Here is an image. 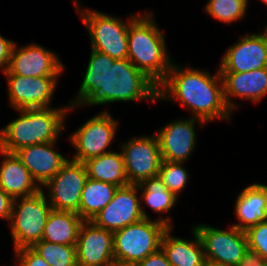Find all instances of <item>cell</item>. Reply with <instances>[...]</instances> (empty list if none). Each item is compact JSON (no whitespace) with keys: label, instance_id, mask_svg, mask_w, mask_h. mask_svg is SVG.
<instances>
[{"label":"cell","instance_id":"cell-3","mask_svg":"<svg viewBox=\"0 0 267 266\" xmlns=\"http://www.w3.org/2000/svg\"><path fill=\"white\" fill-rule=\"evenodd\" d=\"M128 60L157 86L165 80L172 65L164 35L151 13L129 19Z\"/></svg>","mask_w":267,"mask_h":266},{"label":"cell","instance_id":"cell-31","mask_svg":"<svg viewBox=\"0 0 267 266\" xmlns=\"http://www.w3.org/2000/svg\"><path fill=\"white\" fill-rule=\"evenodd\" d=\"M18 260V266H50L31 247L14 250Z\"/></svg>","mask_w":267,"mask_h":266},{"label":"cell","instance_id":"cell-24","mask_svg":"<svg viewBox=\"0 0 267 266\" xmlns=\"http://www.w3.org/2000/svg\"><path fill=\"white\" fill-rule=\"evenodd\" d=\"M88 178L118 187L129 185L121 152H109L84 162Z\"/></svg>","mask_w":267,"mask_h":266},{"label":"cell","instance_id":"cell-10","mask_svg":"<svg viewBox=\"0 0 267 266\" xmlns=\"http://www.w3.org/2000/svg\"><path fill=\"white\" fill-rule=\"evenodd\" d=\"M194 229L201 239L206 260L236 266L249 248L244 230L234 225L226 231L205 224Z\"/></svg>","mask_w":267,"mask_h":266},{"label":"cell","instance_id":"cell-15","mask_svg":"<svg viewBox=\"0 0 267 266\" xmlns=\"http://www.w3.org/2000/svg\"><path fill=\"white\" fill-rule=\"evenodd\" d=\"M10 104L16 110L50 108V100L59 77H24L6 75Z\"/></svg>","mask_w":267,"mask_h":266},{"label":"cell","instance_id":"cell-13","mask_svg":"<svg viewBox=\"0 0 267 266\" xmlns=\"http://www.w3.org/2000/svg\"><path fill=\"white\" fill-rule=\"evenodd\" d=\"M64 65L55 53L37 44L17 48L14 44L5 75L24 77H58Z\"/></svg>","mask_w":267,"mask_h":266},{"label":"cell","instance_id":"cell-8","mask_svg":"<svg viewBox=\"0 0 267 266\" xmlns=\"http://www.w3.org/2000/svg\"><path fill=\"white\" fill-rule=\"evenodd\" d=\"M117 123L118 121L107 111H103L81 125L69 137L77 151L72 160L84 163L91 158L109 153L106 148L116 136Z\"/></svg>","mask_w":267,"mask_h":266},{"label":"cell","instance_id":"cell-23","mask_svg":"<svg viewBox=\"0 0 267 266\" xmlns=\"http://www.w3.org/2000/svg\"><path fill=\"white\" fill-rule=\"evenodd\" d=\"M84 220L78 213L51 210L44 227L42 240L54 244L76 246Z\"/></svg>","mask_w":267,"mask_h":266},{"label":"cell","instance_id":"cell-5","mask_svg":"<svg viewBox=\"0 0 267 266\" xmlns=\"http://www.w3.org/2000/svg\"><path fill=\"white\" fill-rule=\"evenodd\" d=\"M171 221V217L154 221L144 218L113 232L115 262L134 266L158 251L164 232L173 227Z\"/></svg>","mask_w":267,"mask_h":266},{"label":"cell","instance_id":"cell-19","mask_svg":"<svg viewBox=\"0 0 267 266\" xmlns=\"http://www.w3.org/2000/svg\"><path fill=\"white\" fill-rule=\"evenodd\" d=\"M221 76L224 100L231 112L237 106L230 97H239L257 103L267 95V67L250 72L221 73Z\"/></svg>","mask_w":267,"mask_h":266},{"label":"cell","instance_id":"cell-29","mask_svg":"<svg viewBox=\"0 0 267 266\" xmlns=\"http://www.w3.org/2000/svg\"><path fill=\"white\" fill-rule=\"evenodd\" d=\"M183 164L181 162L162 160L158 172L159 178L167 187L168 191H171L176 196L188 183V172L184 169Z\"/></svg>","mask_w":267,"mask_h":266},{"label":"cell","instance_id":"cell-11","mask_svg":"<svg viewBox=\"0 0 267 266\" xmlns=\"http://www.w3.org/2000/svg\"><path fill=\"white\" fill-rule=\"evenodd\" d=\"M128 183L138 185L142 181L158 176L162 162L158 138L140 136L121 145Z\"/></svg>","mask_w":267,"mask_h":266},{"label":"cell","instance_id":"cell-17","mask_svg":"<svg viewBox=\"0 0 267 266\" xmlns=\"http://www.w3.org/2000/svg\"><path fill=\"white\" fill-rule=\"evenodd\" d=\"M196 120L201 126L206 123L199 118L189 117L186 120L172 121L158 130L156 136L162 160L184 163L188 159L196 144Z\"/></svg>","mask_w":267,"mask_h":266},{"label":"cell","instance_id":"cell-30","mask_svg":"<svg viewBox=\"0 0 267 266\" xmlns=\"http://www.w3.org/2000/svg\"><path fill=\"white\" fill-rule=\"evenodd\" d=\"M244 232L249 249L258 252L267 261V221L259 222Z\"/></svg>","mask_w":267,"mask_h":266},{"label":"cell","instance_id":"cell-20","mask_svg":"<svg viewBox=\"0 0 267 266\" xmlns=\"http://www.w3.org/2000/svg\"><path fill=\"white\" fill-rule=\"evenodd\" d=\"M3 156L0 165V188L13 199L30 196L42 188L31 177L15 153L0 150Z\"/></svg>","mask_w":267,"mask_h":266},{"label":"cell","instance_id":"cell-18","mask_svg":"<svg viewBox=\"0 0 267 266\" xmlns=\"http://www.w3.org/2000/svg\"><path fill=\"white\" fill-rule=\"evenodd\" d=\"M56 142L23 147L15 154L23 165L29 170L31 177L37 184L45 185L55 176L68 161L54 149Z\"/></svg>","mask_w":267,"mask_h":266},{"label":"cell","instance_id":"cell-6","mask_svg":"<svg viewBox=\"0 0 267 266\" xmlns=\"http://www.w3.org/2000/svg\"><path fill=\"white\" fill-rule=\"evenodd\" d=\"M47 199L42 189L33 195L14 199L9 220L14 250L32 247L42 240L52 210Z\"/></svg>","mask_w":267,"mask_h":266},{"label":"cell","instance_id":"cell-35","mask_svg":"<svg viewBox=\"0 0 267 266\" xmlns=\"http://www.w3.org/2000/svg\"><path fill=\"white\" fill-rule=\"evenodd\" d=\"M14 199L0 188V218L10 220Z\"/></svg>","mask_w":267,"mask_h":266},{"label":"cell","instance_id":"cell-37","mask_svg":"<svg viewBox=\"0 0 267 266\" xmlns=\"http://www.w3.org/2000/svg\"><path fill=\"white\" fill-rule=\"evenodd\" d=\"M203 266H228V265H224L222 263L213 262V261H210V260H205Z\"/></svg>","mask_w":267,"mask_h":266},{"label":"cell","instance_id":"cell-21","mask_svg":"<svg viewBox=\"0 0 267 266\" xmlns=\"http://www.w3.org/2000/svg\"><path fill=\"white\" fill-rule=\"evenodd\" d=\"M235 213L240 230L267 221V185L254 183L245 187L236 198Z\"/></svg>","mask_w":267,"mask_h":266},{"label":"cell","instance_id":"cell-9","mask_svg":"<svg viewBox=\"0 0 267 266\" xmlns=\"http://www.w3.org/2000/svg\"><path fill=\"white\" fill-rule=\"evenodd\" d=\"M88 179L84 163L68 160L42 187L48 188V202L53 210L71 211L79 214L83 187Z\"/></svg>","mask_w":267,"mask_h":266},{"label":"cell","instance_id":"cell-14","mask_svg":"<svg viewBox=\"0 0 267 266\" xmlns=\"http://www.w3.org/2000/svg\"><path fill=\"white\" fill-rule=\"evenodd\" d=\"M248 34L222 56L220 73L250 72L267 67V31Z\"/></svg>","mask_w":267,"mask_h":266},{"label":"cell","instance_id":"cell-1","mask_svg":"<svg viewBox=\"0 0 267 266\" xmlns=\"http://www.w3.org/2000/svg\"><path fill=\"white\" fill-rule=\"evenodd\" d=\"M90 55L78 96L70 106L158 100V86L128 59L115 60L93 49Z\"/></svg>","mask_w":267,"mask_h":266},{"label":"cell","instance_id":"cell-4","mask_svg":"<svg viewBox=\"0 0 267 266\" xmlns=\"http://www.w3.org/2000/svg\"><path fill=\"white\" fill-rule=\"evenodd\" d=\"M74 106L62 108H24L17 110L20 117L11 121L5 128V142L2 150L15 153L23 147L56 142L64 129V120L68 110Z\"/></svg>","mask_w":267,"mask_h":266},{"label":"cell","instance_id":"cell-27","mask_svg":"<svg viewBox=\"0 0 267 266\" xmlns=\"http://www.w3.org/2000/svg\"><path fill=\"white\" fill-rule=\"evenodd\" d=\"M31 248L50 266H78L76 246L41 240Z\"/></svg>","mask_w":267,"mask_h":266},{"label":"cell","instance_id":"cell-12","mask_svg":"<svg viewBox=\"0 0 267 266\" xmlns=\"http://www.w3.org/2000/svg\"><path fill=\"white\" fill-rule=\"evenodd\" d=\"M138 186L118 187L113 199L92 220L96 226L115 232L124 227L149 219L137 195Z\"/></svg>","mask_w":267,"mask_h":266},{"label":"cell","instance_id":"cell-22","mask_svg":"<svg viewBox=\"0 0 267 266\" xmlns=\"http://www.w3.org/2000/svg\"><path fill=\"white\" fill-rule=\"evenodd\" d=\"M173 228L168 227L164 232L161 249L171 266H203L205 262L204 249L201 239L194 228L195 240H184L170 234Z\"/></svg>","mask_w":267,"mask_h":266},{"label":"cell","instance_id":"cell-25","mask_svg":"<svg viewBox=\"0 0 267 266\" xmlns=\"http://www.w3.org/2000/svg\"><path fill=\"white\" fill-rule=\"evenodd\" d=\"M118 186L88 178L82 190L79 215L91 221L113 199Z\"/></svg>","mask_w":267,"mask_h":266},{"label":"cell","instance_id":"cell-7","mask_svg":"<svg viewBox=\"0 0 267 266\" xmlns=\"http://www.w3.org/2000/svg\"><path fill=\"white\" fill-rule=\"evenodd\" d=\"M77 1L74 5L89 32L92 49L115 60L127 59L129 22L126 24L116 17L96 10L82 11Z\"/></svg>","mask_w":267,"mask_h":266},{"label":"cell","instance_id":"cell-2","mask_svg":"<svg viewBox=\"0 0 267 266\" xmlns=\"http://www.w3.org/2000/svg\"><path fill=\"white\" fill-rule=\"evenodd\" d=\"M180 68L172 63L167 77L158 86V99L178 100L193 113L192 117L206 123L216 118L230 120L232 112L224 100L220 70L211 76L207 71Z\"/></svg>","mask_w":267,"mask_h":266},{"label":"cell","instance_id":"cell-32","mask_svg":"<svg viewBox=\"0 0 267 266\" xmlns=\"http://www.w3.org/2000/svg\"><path fill=\"white\" fill-rule=\"evenodd\" d=\"M14 42L0 35V68L6 70L10 63Z\"/></svg>","mask_w":267,"mask_h":266},{"label":"cell","instance_id":"cell-16","mask_svg":"<svg viewBox=\"0 0 267 266\" xmlns=\"http://www.w3.org/2000/svg\"><path fill=\"white\" fill-rule=\"evenodd\" d=\"M78 266H106L114 260L113 232L84 221L76 243Z\"/></svg>","mask_w":267,"mask_h":266},{"label":"cell","instance_id":"cell-34","mask_svg":"<svg viewBox=\"0 0 267 266\" xmlns=\"http://www.w3.org/2000/svg\"><path fill=\"white\" fill-rule=\"evenodd\" d=\"M267 261L256 251L248 248L236 266H265Z\"/></svg>","mask_w":267,"mask_h":266},{"label":"cell","instance_id":"cell-26","mask_svg":"<svg viewBox=\"0 0 267 266\" xmlns=\"http://www.w3.org/2000/svg\"><path fill=\"white\" fill-rule=\"evenodd\" d=\"M137 186L142 191L141 202H146L154 212H168L177 202L178 197L168 191L159 176L144 180Z\"/></svg>","mask_w":267,"mask_h":266},{"label":"cell","instance_id":"cell-38","mask_svg":"<svg viewBox=\"0 0 267 266\" xmlns=\"http://www.w3.org/2000/svg\"><path fill=\"white\" fill-rule=\"evenodd\" d=\"M106 266H130V265H126V264H122V263H117V262H113L109 265H106Z\"/></svg>","mask_w":267,"mask_h":266},{"label":"cell","instance_id":"cell-28","mask_svg":"<svg viewBox=\"0 0 267 266\" xmlns=\"http://www.w3.org/2000/svg\"><path fill=\"white\" fill-rule=\"evenodd\" d=\"M248 0H209L205 11L215 19L232 23L246 14Z\"/></svg>","mask_w":267,"mask_h":266},{"label":"cell","instance_id":"cell-33","mask_svg":"<svg viewBox=\"0 0 267 266\" xmlns=\"http://www.w3.org/2000/svg\"><path fill=\"white\" fill-rule=\"evenodd\" d=\"M134 266H171L165 253L160 248L158 251L148 255Z\"/></svg>","mask_w":267,"mask_h":266},{"label":"cell","instance_id":"cell-36","mask_svg":"<svg viewBox=\"0 0 267 266\" xmlns=\"http://www.w3.org/2000/svg\"><path fill=\"white\" fill-rule=\"evenodd\" d=\"M0 130V150H2L3 144L5 142V128H2Z\"/></svg>","mask_w":267,"mask_h":266}]
</instances>
